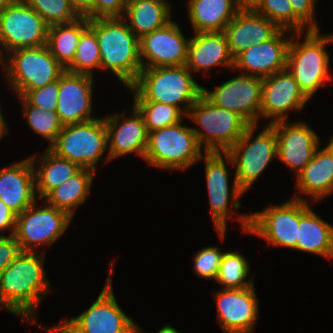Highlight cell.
Instances as JSON below:
<instances>
[{
  "label": "cell",
  "instance_id": "cb8c5ba5",
  "mask_svg": "<svg viewBox=\"0 0 333 333\" xmlns=\"http://www.w3.org/2000/svg\"><path fill=\"white\" fill-rule=\"evenodd\" d=\"M280 30L275 23L253 8H242L226 26L224 33L231 56L235 58L250 46L270 40Z\"/></svg>",
  "mask_w": 333,
  "mask_h": 333
},
{
  "label": "cell",
  "instance_id": "4316f807",
  "mask_svg": "<svg viewBox=\"0 0 333 333\" xmlns=\"http://www.w3.org/2000/svg\"><path fill=\"white\" fill-rule=\"evenodd\" d=\"M307 200H299V226L295 250L333 259V225L322 219Z\"/></svg>",
  "mask_w": 333,
  "mask_h": 333
},
{
  "label": "cell",
  "instance_id": "83f0119b",
  "mask_svg": "<svg viewBox=\"0 0 333 333\" xmlns=\"http://www.w3.org/2000/svg\"><path fill=\"white\" fill-rule=\"evenodd\" d=\"M241 9L239 0H187L193 33L224 31Z\"/></svg>",
  "mask_w": 333,
  "mask_h": 333
},
{
  "label": "cell",
  "instance_id": "d6986e66",
  "mask_svg": "<svg viewBox=\"0 0 333 333\" xmlns=\"http://www.w3.org/2000/svg\"><path fill=\"white\" fill-rule=\"evenodd\" d=\"M272 123L277 138V158L295 176L313 159L320 144L317 133L305 121Z\"/></svg>",
  "mask_w": 333,
  "mask_h": 333
},
{
  "label": "cell",
  "instance_id": "bcb514c9",
  "mask_svg": "<svg viewBox=\"0 0 333 333\" xmlns=\"http://www.w3.org/2000/svg\"><path fill=\"white\" fill-rule=\"evenodd\" d=\"M1 105L2 104H0V140H2V138H4V136H6L7 133H9V126L3 115L4 113H3V109L1 107Z\"/></svg>",
  "mask_w": 333,
  "mask_h": 333
},
{
  "label": "cell",
  "instance_id": "9a60e30c",
  "mask_svg": "<svg viewBox=\"0 0 333 333\" xmlns=\"http://www.w3.org/2000/svg\"><path fill=\"white\" fill-rule=\"evenodd\" d=\"M202 95L217 107L241 116L249 125L260 119L262 78L241 73L212 90L202 87Z\"/></svg>",
  "mask_w": 333,
  "mask_h": 333
},
{
  "label": "cell",
  "instance_id": "d6a6232c",
  "mask_svg": "<svg viewBox=\"0 0 333 333\" xmlns=\"http://www.w3.org/2000/svg\"><path fill=\"white\" fill-rule=\"evenodd\" d=\"M244 254L238 251H225L219 266L215 282L223 289H240L254 285L250 275V267Z\"/></svg>",
  "mask_w": 333,
  "mask_h": 333
},
{
  "label": "cell",
  "instance_id": "ab89813d",
  "mask_svg": "<svg viewBox=\"0 0 333 333\" xmlns=\"http://www.w3.org/2000/svg\"><path fill=\"white\" fill-rule=\"evenodd\" d=\"M22 97L32 106L56 111L59 100L58 81L47 84L42 88L28 90Z\"/></svg>",
  "mask_w": 333,
  "mask_h": 333
},
{
  "label": "cell",
  "instance_id": "7402d4cb",
  "mask_svg": "<svg viewBox=\"0 0 333 333\" xmlns=\"http://www.w3.org/2000/svg\"><path fill=\"white\" fill-rule=\"evenodd\" d=\"M93 76L65 70L58 79V117L63 125L92 120Z\"/></svg>",
  "mask_w": 333,
  "mask_h": 333
},
{
  "label": "cell",
  "instance_id": "c3c4849f",
  "mask_svg": "<svg viewBox=\"0 0 333 333\" xmlns=\"http://www.w3.org/2000/svg\"><path fill=\"white\" fill-rule=\"evenodd\" d=\"M259 0H239L242 8H253Z\"/></svg>",
  "mask_w": 333,
  "mask_h": 333
},
{
  "label": "cell",
  "instance_id": "52a82bcc",
  "mask_svg": "<svg viewBox=\"0 0 333 333\" xmlns=\"http://www.w3.org/2000/svg\"><path fill=\"white\" fill-rule=\"evenodd\" d=\"M49 149L61 158L78 164L81 168L97 171V164L107 152L108 134L104 117H97L76 124L63 125Z\"/></svg>",
  "mask_w": 333,
  "mask_h": 333
},
{
  "label": "cell",
  "instance_id": "603a6c76",
  "mask_svg": "<svg viewBox=\"0 0 333 333\" xmlns=\"http://www.w3.org/2000/svg\"><path fill=\"white\" fill-rule=\"evenodd\" d=\"M185 65L193 74L201 72L204 76L210 75L213 67L233 70L234 58L224 31L194 33L188 45Z\"/></svg>",
  "mask_w": 333,
  "mask_h": 333
},
{
  "label": "cell",
  "instance_id": "7bdbcfd3",
  "mask_svg": "<svg viewBox=\"0 0 333 333\" xmlns=\"http://www.w3.org/2000/svg\"><path fill=\"white\" fill-rule=\"evenodd\" d=\"M14 235H0V273L21 253Z\"/></svg>",
  "mask_w": 333,
  "mask_h": 333
},
{
  "label": "cell",
  "instance_id": "e0dca14e",
  "mask_svg": "<svg viewBox=\"0 0 333 333\" xmlns=\"http://www.w3.org/2000/svg\"><path fill=\"white\" fill-rule=\"evenodd\" d=\"M190 39H186L179 24L173 20L144 35L139 39L142 67L185 65Z\"/></svg>",
  "mask_w": 333,
  "mask_h": 333
},
{
  "label": "cell",
  "instance_id": "681fc988",
  "mask_svg": "<svg viewBox=\"0 0 333 333\" xmlns=\"http://www.w3.org/2000/svg\"><path fill=\"white\" fill-rule=\"evenodd\" d=\"M40 328H43V331H48V333H64L57 325L51 326L50 328L46 327L44 324H39ZM42 326V327H41Z\"/></svg>",
  "mask_w": 333,
  "mask_h": 333
},
{
  "label": "cell",
  "instance_id": "f546056e",
  "mask_svg": "<svg viewBox=\"0 0 333 333\" xmlns=\"http://www.w3.org/2000/svg\"><path fill=\"white\" fill-rule=\"evenodd\" d=\"M41 154L38 157L35 155L29 156L34 169L36 195L40 201L51 190L82 169L78 164L57 156L49 148H46Z\"/></svg>",
  "mask_w": 333,
  "mask_h": 333
},
{
  "label": "cell",
  "instance_id": "4fadbf2b",
  "mask_svg": "<svg viewBox=\"0 0 333 333\" xmlns=\"http://www.w3.org/2000/svg\"><path fill=\"white\" fill-rule=\"evenodd\" d=\"M37 199L22 213L16 215L14 237L19 242L21 251L44 252L39 246H52L70 227L71 217L66 211L44 203L38 206Z\"/></svg>",
  "mask_w": 333,
  "mask_h": 333
},
{
  "label": "cell",
  "instance_id": "7c38bea8",
  "mask_svg": "<svg viewBox=\"0 0 333 333\" xmlns=\"http://www.w3.org/2000/svg\"><path fill=\"white\" fill-rule=\"evenodd\" d=\"M114 261L96 300L78 316L62 321L74 333H145L119 306L113 292Z\"/></svg>",
  "mask_w": 333,
  "mask_h": 333
},
{
  "label": "cell",
  "instance_id": "7a4b0ae2",
  "mask_svg": "<svg viewBox=\"0 0 333 333\" xmlns=\"http://www.w3.org/2000/svg\"><path fill=\"white\" fill-rule=\"evenodd\" d=\"M101 54L100 69L111 71L129 88L143 69L140 60L139 38L122 18L89 19Z\"/></svg>",
  "mask_w": 333,
  "mask_h": 333
},
{
  "label": "cell",
  "instance_id": "484cf974",
  "mask_svg": "<svg viewBox=\"0 0 333 333\" xmlns=\"http://www.w3.org/2000/svg\"><path fill=\"white\" fill-rule=\"evenodd\" d=\"M296 193L291 198L306 201L303 196L312 198V203L333 194V146H319L310 163L295 176ZM299 195H298V194ZM303 195V196H302Z\"/></svg>",
  "mask_w": 333,
  "mask_h": 333
},
{
  "label": "cell",
  "instance_id": "f35d334b",
  "mask_svg": "<svg viewBox=\"0 0 333 333\" xmlns=\"http://www.w3.org/2000/svg\"><path fill=\"white\" fill-rule=\"evenodd\" d=\"M224 252L218 246H207L198 250L193 257L195 274L204 280L215 281Z\"/></svg>",
  "mask_w": 333,
  "mask_h": 333
},
{
  "label": "cell",
  "instance_id": "60d3db41",
  "mask_svg": "<svg viewBox=\"0 0 333 333\" xmlns=\"http://www.w3.org/2000/svg\"><path fill=\"white\" fill-rule=\"evenodd\" d=\"M294 15L309 29L320 30L316 21L317 0H289ZM315 15V16H314Z\"/></svg>",
  "mask_w": 333,
  "mask_h": 333
},
{
  "label": "cell",
  "instance_id": "44dd1931",
  "mask_svg": "<svg viewBox=\"0 0 333 333\" xmlns=\"http://www.w3.org/2000/svg\"><path fill=\"white\" fill-rule=\"evenodd\" d=\"M287 32L289 35H287ZM294 32L281 29L270 40L252 45L234 58L233 70L259 78L287 69L288 48Z\"/></svg>",
  "mask_w": 333,
  "mask_h": 333
},
{
  "label": "cell",
  "instance_id": "277c9868",
  "mask_svg": "<svg viewBox=\"0 0 333 333\" xmlns=\"http://www.w3.org/2000/svg\"><path fill=\"white\" fill-rule=\"evenodd\" d=\"M330 43H333V32L321 34L320 30H310L292 34L287 69L309 100L326 81H332L330 55L325 48Z\"/></svg>",
  "mask_w": 333,
  "mask_h": 333
},
{
  "label": "cell",
  "instance_id": "db71d44e",
  "mask_svg": "<svg viewBox=\"0 0 333 333\" xmlns=\"http://www.w3.org/2000/svg\"><path fill=\"white\" fill-rule=\"evenodd\" d=\"M328 142L333 146V134H332V136L330 137V139H329Z\"/></svg>",
  "mask_w": 333,
  "mask_h": 333
},
{
  "label": "cell",
  "instance_id": "8992f818",
  "mask_svg": "<svg viewBox=\"0 0 333 333\" xmlns=\"http://www.w3.org/2000/svg\"><path fill=\"white\" fill-rule=\"evenodd\" d=\"M177 124L148 132L144 161L152 167L186 171L205 151L199 146L191 126Z\"/></svg>",
  "mask_w": 333,
  "mask_h": 333
},
{
  "label": "cell",
  "instance_id": "74e56055",
  "mask_svg": "<svg viewBox=\"0 0 333 333\" xmlns=\"http://www.w3.org/2000/svg\"><path fill=\"white\" fill-rule=\"evenodd\" d=\"M35 10L48 26L66 24L80 16L71 7L69 0H24Z\"/></svg>",
  "mask_w": 333,
  "mask_h": 333
},
{
  "label": "cell",
  "instance_id": "ee69618b",
  "mask_svg": "<svg viewBox=\"0 0 333 333\" xmlns=\"http://www.w3.org/2000/svg\"><path fill=\"white\" fill-rule=\"evenodd\" d=\"M16 214L0 199V235L11 230L8 235H13L15 230Z\"/></svg>",
  "mask_w": 333,
  "mask_h": 333
},
{
  "label": "cell",
  "instance_id": "8d00e7d4",
  "mask_svg": "<svg viewBox=\"0 0 333 333\" xmlns=\"http://www.w3.org/2000/svg\"><path fill=\"white\" fill-rule=\"evenodd\" d=\"M142 115L147 131L165 128L181 122L186 115L175 106L160 102H132Z\"/></svg>",
  "mask_w": 333,
  "mask_h": 333
},
{
  "label": "cell",
  "instance_id": "1f68e13d",
  "mask_svg": "<svg viewBox=\"0 0 333 333\" xmlns=\"http://www.w3.org/2000/svg\"><path fill=\"white\" fill-rule=\"evenodd\" d=\"M88 27L87 17H79L71 23L48 27L47 46L65 69L73 62L80 37Z\"/></svg>",
  "mask_w": 333,
  "mask_h": 333
},
{
  "label": "cell",
  "instance_id": "7dc6e473",
  "mask_svg": "<svg viewBox=\"0 0 333 333\" xmlns=\"http://www.w3.org/2000/svg\"><path fill=\"white\" fill-rule=\"evenodd\" d=\"M156 333H180V331L171 325H164Z\"/></svg>",
  "mask_w": 333,
  "mask_h": 333
},
{
  "label": "cell",
  "instance_id": "4dcf8cb0",
  "mask_svg": "<svg viewBox=\"0 0 333 333\" xmlns=\"http://www.w3.org/2000/svg\"><path fill=\"white\" fill-rule=\"evenodd\" d=\"M95 175V171L82 168L77 174L51 190L42 202L66 211L71 217L75 216V210L87 201Z\"/></svg>",
  "mask_w": 333,
  "mask_h": 333
},
{
  "label": "cell",
  "instance_id": "ac0fdd59",
  "mask_svg": "<svg viewBox=\"0 0 333 333\" xmlns=\"http://www.w3.org/2000/svg\"><path fill=\"white\" fill-rule=\"evenodd\" d=\"M308 101L288 69L262 78L260 119L268 124L287 121L289 112L303 110Z\"/></svg>",
  "mask_w": 333,
  "mask_h": 333
},
{
  "label": "cell",
  "instance_id": "30bf717a",
  "mask_svg": "<svg viewBox=\"0 0 333 333\" xmlns=\"http://www.w3.org/2000/svg\"><path fill=\"white\" fill-rule=\"evenodd\" d=\"M256 128L258 124L249 125L238 142L226 152L233 161L239 187L245 193L263 175L271 161L277 158L274 126L267 123L257 135Z\"/></svg>",
  "mask_w": 333,
  "mask_h": 333
},
{
  "label": "cell",
  "instance_id": "836d02e7",
  "mask_svg": "<svg viewBox=\"0 0 333 333\" xmlns=\"http://www.w3.org/2000/svg\"><path fill=\"white\" fill-rule=\"evenodd\" d=\"M22 106V114L27 117L28 128L34 131L33 133L40 135L48 141L49 148L56 140L63 124L60 122L58 113L56 111L45 110L37 106L30 105L22 96H17Z\"/></svg>",
  "mask_w": 333,
  "mask_h": 333
},
{
  "label": "cell",
  "instance_id": "f5cc1de1",
  "mask_svg": "<svg viewBox=\"0 0 333 333\" xmlns=\"http://www.w3.org/2000/svg\"><path fill=\"white\" fill-rule=\"evenodd\" d=\"M0 64H1V69L3 68V72H5V55L2 53V50L0 48Z\"/></svg>",
  "mask_w": 333,
  "mask_h": 333
},
{
  "label": "cell",
  "instance_id": "f907efd6",
  "mask_svg": "<svg viewBox=\"0 0 333 333\" xmlns=\"http://www.w3.org/2000/svg\"><path fill=\"white\" fill-rule=\"evenodd\" d=\"M17 1L18 0H0V12L8 5H11Z\"/></svg>",
  "mask_w": 333,
  "mask_h": 333
},
{
  "label": "cell",
  "instance_id": "9c48e42d",
  "mask_svg": "<svg viewBox=\"0 0 333 333\" xmlns=\"http://www.w3.org/2000/svg\"><path fill=\"white\" fill-rule=\"evenodd\" d=\"M201 159L204 160L206 187L209 197V205L212 224L221 241L226 237L229 219L233 218V210L230 205L238 210L241 207V197L245 192L239 187L234 175L230 185V172L227 163L234 167L231 157L226 152H205ZM227 161V162H226ZM232 186V187H230ZM225 236V237H224Z\"/></svg>",
  "mask_w": 333,
  "mask_h": 333
},
{
  "label": "cell",
  "instance_id": "d4e9b609",
  "mask_svg": "<svg viewBox=\"0 0 333 333\" xmlns=\"http://www.w3.org/2000/svg\"><path fill=\"white\" fill-rule=\"evenodd\" d=\"M0 199L16 215L38 199L34 169L29 156L0 168Z\"/></svg>",
  "mask_w": 333,
  "mask_h": 333
},
{
  "label": "cell",
  "instance_id": "3957f363",
  "mask_svg": "<svg viewBox=\"0 0 333 333\" xmlns=\"http://www.w3.org/2000/svg\"><path fill=\"white\" fill-rule=\"evenodd\" d=\"M193 77L186 65L143 68L127 89L132 92V102L165 103L178 107L186 115L202 95L203 86Z\"/></svg>",
  "mask_w": 333,
  "mask_h": 333
},
{
  "label": "cell",
  "instance_id": "f6af8a7d",
  "mask_svg": "<svg viewBox=\"0 0 333 333\" xmlns=\"http://www.w3.org/2000/svg\"><path fill=\"white\" fill-rule=\"evenodd\" d=\"M69 3L80 17L93 19L94 0H69Z\"/></svg>",
  "mask_w": 333,
  "mask_h": 333
},
{
  "label": "cell",
  "instance_id": "8fae6325",
  "mask_svg": "<svg viewBox=\"0 0 333 333\" xmlns=\"http://www.w3.org/2000/svg\"><path fill=\"white\" fill-rule=\"evenodd\" d=\"M265 208L236 215L242 231L262 238L270 246L295 250L299 226V200L290 198L282 204Z\"/></svg>",
  "mask_w": 333,
  "mask_h": 333
},
{
  "label": "cell",
  "instance_id": "f1b7e54d",
  "mask_svg": "<svg viewBox=\"0 0 333 333\" xmlns=\"http://www.w3.org/2000/svg\"><path fill=\"white\" fill-rule=\"evenodd\" d=\"M172 7L167 0H127L122 19L140 39L169 23Z\"/></svg>",
  "mask_w": 333,
  "mask_h": 333
},
{
  "label": "cell",
  "instance_id": "ffe728a7",
  "mask_svg": "<svg viewBox=\"0 0 333 333\" xmlns=\"http://www.w3.org/2000/svg\"><path fill=\"white\" fill-rule=\"evenodd\" d=\"M131 108V116L126 115V109L125 112L108 114L104 117L110 162L134 153L144 159L148 144V131L142 115L133 105Z\"/></svg>",
  "mask_w": 333,
  "mask_h": 333
},
{
  "label": "cell",
  "instance_id": "ba28073f",
  "mask_svg": "<svg viewBox=\"0 0 333 333\" xmlns=\"http://www.w3.org/2000/svg\"><path fill=\"white\" fill-rule=\"evenodd\" d=\"M65 68L47 45L18 48L5 55L3 76L16 96L58 81Z\"/></svg>",
  "mask_w": 333,
  "mask_h": 333
},
{
  "label": "cell",
  "instance_id": "6da1fadb",
  "mask_svg": "<svg viewBox=\"0 0 333 333\" xmlns=\"http://www.w3.org/2000/svg\"><path fill=\"white\" fill-rule=\"evenodd\" d=\"M44 252L22 251L0 273V309L35 324L38 309L52 286L45 271ZM50 291V292H49Z\"/></svg>",
  "mask_w": 333,
  "mask_h": 333
},
{
  "label": "cell",
  "instance_id": "5b68a950",
  "mask_svg": "<svg viewBox=\"0 0 333 333\" xmlns=\"http://www.w3.org/2000/svg\"><path fill=\"white\" fill-rule=\"evenodd\" d=\"M186 116L197 124L191 128L205 152H227L249 126L241 116L215 106L203 95L189 108Z\"/></svg>",
  "mask_w": 333,
  "mask_h": 333
},
{
  "label": "cell",
  "instance_id": "b9f144b4",
  "mask_svg": "<svg viewBox=\"0 0 333 333\" xmlns=\"http://www.w3.org/2000/svg\"><path fill=\"white\" fill-rule=\"evenodd\" d=\"M127 0H94L93 19L122 18Z\"/></svg>",
  "mask_w": 333,
  "mask_h": 333
},
{
  "label": "cell",
  "instance_id": "e575fe53",
  "mask_svg": "<svg viewBox=\"0 0 333 333\" xmlns=\"http://www.w3.org/2000/svg\"><path fill=\"white\" fill-rule=\"evenodd\" d=\"M100 62L101 54L96 34L88 27L80 37L73 62L65 70L94 77V70H100Z\"/></svg>",
  "mask_w": 333,
  "mask_h": 333
},
{
  "label": "cell",
  "instance_id": "2e32d148",
  "mask_svg": "<svg viewBox=\"0 0 333 333\" xmlns=\"http://www.w3.org/2000/svg\"><path fill=\"white\" fill-rule=\"evenodd\" d=\"M254 285L240 289L212 292L217 308V322L223 333H254L259 318V299Z\"/></svg>",
  "mask_w": 333,
  "mask_h": 333
},
{
  "label": "cell",
  "instance_id": "5bb4252c",
  "mask_svg": "<svg viewBox=\"0 0 333 333\" xmlns=\"http://www.w3.org/2000/svg\"><path fill=\"white\" fill-rule=\"evenodd\" d=\"M48 25L24 0L0 12V47L4 55L18 48L47 45Z\"/></svg>",
  "mask_w": 333,
  "mask_h": 333
},
{
  "label": "cell",
  "instance_id": "816d5d0a",
  "mask_svg": "<svg viewBox=\"0 0 333 333\" xmlns=\"http://www.w3.org/2000/svg\"><path fill=\"white\" fill-rule=\"evenodd\" d=\"M57 326L64 332V333H74L63 321H61Z\"/></svg>",
  "mask_w": 333,
  "mask_h": 333
},
{
  "label": "cell",
  "instance_id": "d590c367",
  "mask_svg": "<svg viewBox=\"0 0 333 333\" xmlns=\"http://www.w3.org/2000/svg\"><path fill=\"white\" fill-rule=\"evenodd\" d=\"M253 9L267 17L280 29L296 32L310 31L293 13L289 0H259Z\"/></svg>",
  "mask_w": 333,
  "mask_h": 333
}]
</instances>
